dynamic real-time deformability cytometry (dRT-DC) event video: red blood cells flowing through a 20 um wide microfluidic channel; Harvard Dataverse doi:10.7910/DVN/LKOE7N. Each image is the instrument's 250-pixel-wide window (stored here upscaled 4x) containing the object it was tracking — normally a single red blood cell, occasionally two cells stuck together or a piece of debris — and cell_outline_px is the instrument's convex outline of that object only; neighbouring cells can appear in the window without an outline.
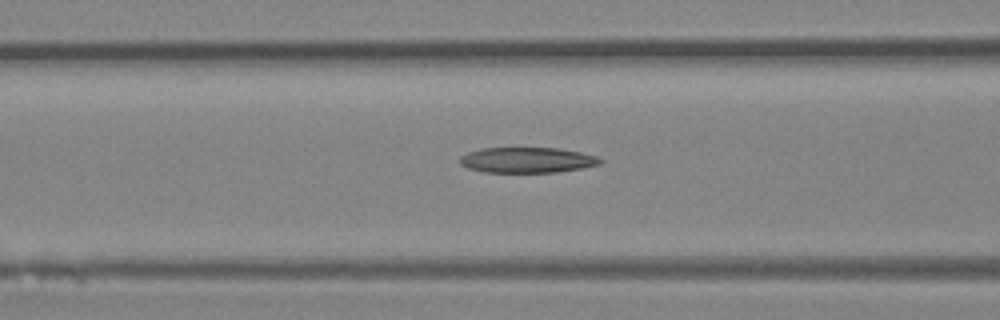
{"species": "Egyptian fruit bat (a non-hibernating species)", "species_latin": "Rousettus aegyptiacus", "temperature_condition": "room temperature", "stored_images_in_passage": 22, "camera_frame_rate_fps": 3000, "um_per_image_px": 0.085, "animal": {"sex": "female"}, "frame": {"image": 1, "passage_image": 5, "time_ms": 1.333, "image_size_px": [1000, 320], "cell_outline_px": [[604, 160], [600, 164], [584, 168], [556, 172], [484, 172], [468, 168], [460, 164], [460, 156], [468, 152], [484, 148], [560, 148], [580, 152], [596, 156]], "centroid_in_image_um": [44.83, 13.6], "position_along_channel_um": 121.8, "area_um2": 20.87}}
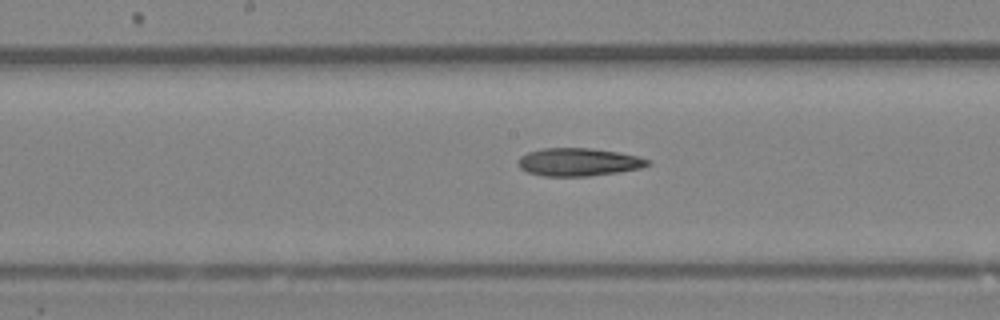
{"frame": {"image": 2, "passage_image": 10, "time_ms": 3.0, "image_size_px": [1000, 320], "cell_outline_px": [[652, 164], [640, 168], [616, 172], [588, 176], [544, 176], [528, 172], [520, 168], [516, 164], [516, 160], [520, 156], [528, 152], [544, 148], [588, 148], [616, 152], [636, 156], [652, 160]], "centroid_in_image_um": [49.14, 13.77], "position_along_channel_um": 199.1, "area_um2": 21.04}}
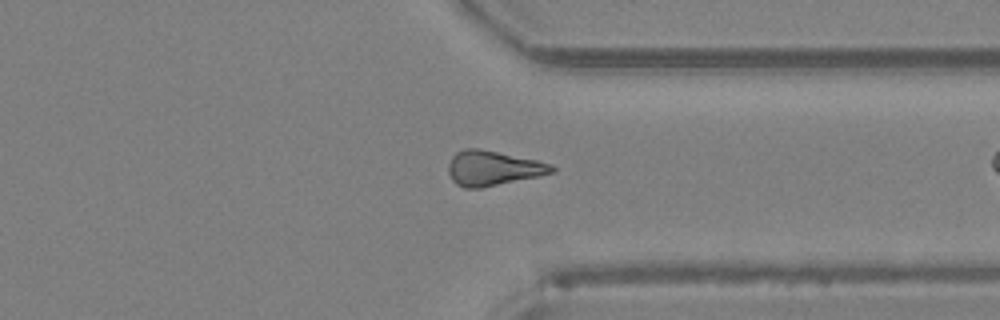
{"frame": {"image": 3, "passage_image": 21, "time_ms": 6.667, "image_size_px": [1000, 320], "cell_outline_px": [[556, 172], [480, 188], [464, 188], [456, 184], [452, 180], [448, 172], [448, 164], [452, 156], [456, 152], [464, 148], [476, 148], [536, 160], [552, 164], [556, 168]], "centroid_in_image_um": [41.87, 14.3], "position_along_channel_um": 369.5, "area_um2": 20.81}}